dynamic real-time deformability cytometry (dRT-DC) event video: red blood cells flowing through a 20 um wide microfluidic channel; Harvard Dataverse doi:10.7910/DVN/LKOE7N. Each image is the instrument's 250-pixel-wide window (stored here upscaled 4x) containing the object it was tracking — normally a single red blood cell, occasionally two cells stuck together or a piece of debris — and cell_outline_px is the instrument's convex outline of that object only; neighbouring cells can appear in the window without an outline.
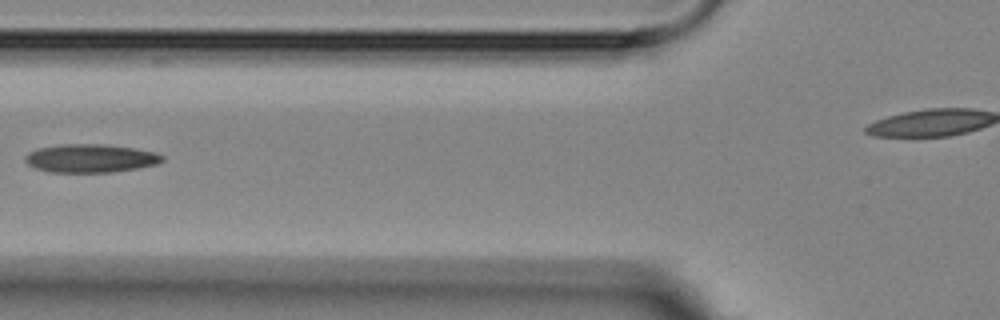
{"species": "Egyptian fruit bat (a non-hibernating species)", "species_latin": "Rousettus aegyptiacus", "temperature_condition": "room temperature", "stored_images_in_passage": 3, "camera_frame_rate_fps": 3000, "um_per_image_px": 0.085, "animal": {"sex": "female"}, "frame": {"image": 1, "passage_image": 2, "time_ms": 1.333, "image_size_px": [1000, 320], "cell_outline_px": [[164, 160], [156, 164], [136, 168], [112, 172], [52, 172], [36, 168], [28, 164], [24, 160], [24, 156], [28, 152], [40, 148], [60, 144], [104, 144], [136, 148], [156, 152], [164, 156]], "centroid_in_image_um": [7.7, 13.45], "position_along_channel_um": 118.1, "area_um2": 22.66}}
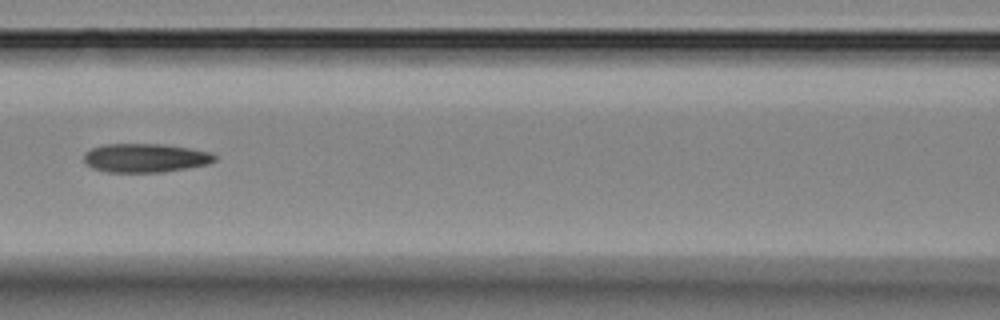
{"frame": {"image": 2, "passage_image": 3, "time_ms": 2.333, "image_size_px": [1000, 320], "cell_outline_px": [[216, 160], [208, 164], [164, 172], [108, 172], [92, 168], [84, 160], [84, 152], [92, 148], [104, 144], [164, 144], [212, 152], [216, 156]], "centroid_in_image_um": [12.36, 13.42], "position_along_channel_um": 154.2, "area_um2": 21.96}}